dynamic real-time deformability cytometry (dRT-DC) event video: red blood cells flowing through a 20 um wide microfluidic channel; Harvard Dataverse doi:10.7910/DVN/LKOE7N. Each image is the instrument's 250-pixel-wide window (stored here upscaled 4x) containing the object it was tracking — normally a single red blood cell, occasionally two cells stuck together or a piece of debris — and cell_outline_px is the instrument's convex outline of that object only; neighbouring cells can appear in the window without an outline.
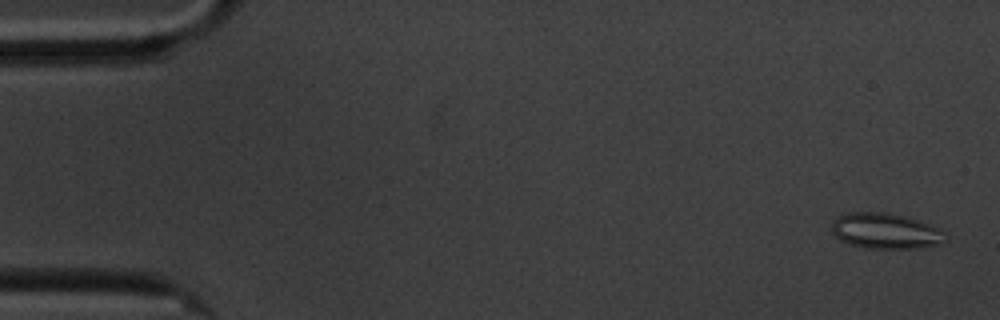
{"species": "common noctule bat (a hibernating species)", "species_latin": "Nyctalus noctula", "temperature_condition": "cold", "stored_images_in_passage": 59, "camera_frame_rate_fps": 3000, "um_per_image_px": 0.085, "animal": {"sex": "male", "body_mass_g": 20.1, "forearm_length_mm": 53.5}, "frame": {"image": 1, "passage_image": 2, "time_ms": 0.333, "image_size_px": [1000, 320], "cell_outline_px": [[948, 240], [940, 244], [916, 248], [864, 248], [840, 240], [832, 232], [832, 224], [840, 216], [848, 212], [884, 212], [916, 220], [940, 228], [948, 236]], "centroid_in_image_um": [75.31, 19.65], "position_along_channel_um": 9.7, "area_um2": 23.35}}
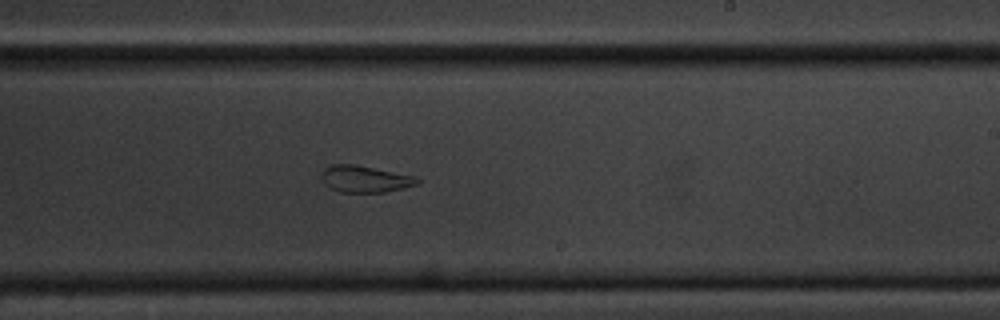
{"frame": {"image": 2, "passage_image": 35, "time_ms": 11.333, "image_size_px": [1000, 320], "cell_outline_px": [[420, 184], [404, 188], [384, 192], [340, 192], [324, 184], [320, 176], [324, 168], [332, 164], [356, 164], [416, 176], [420, 180]], "centroid_in_image_um": [31.04, 15.21], "position_along_channel_um": 258.0, "area_um2": 15.09}}
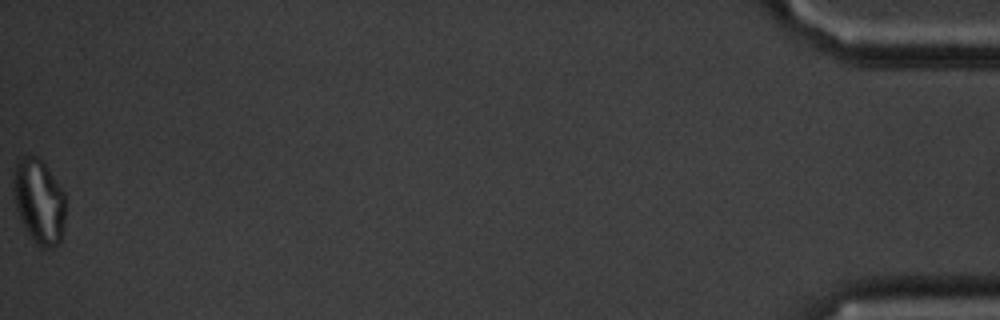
{"frame": {"image": 3, "passage_image": 59, "time_ms": 19.333, "image_size_px": [1000, 320], "cell_outline_px": [[64, 220], [60, 244], [52, 248], [40, 248], [32, 240], [24, 228], [20, 220], [16, 208], [12, 180], [16, 164], [24, 156], [40, 156], [44, 160], [64, 192]], "centroid_in_image_um": [3.31, 17.12], "position_along_channel_um": 431.9, "area_um2": 26.07}, "authors_computed_cell_mechanics": {"area_um2": 21.6172, "velocity_mm_per_s": 3.3948, "shape_relaxation_time_tau1_ms": null, "shape_relaxation_time_tau2_ms": 1.7681, "deformation_change_tau1": null, "deformation_change_tau2": 0.0993}}